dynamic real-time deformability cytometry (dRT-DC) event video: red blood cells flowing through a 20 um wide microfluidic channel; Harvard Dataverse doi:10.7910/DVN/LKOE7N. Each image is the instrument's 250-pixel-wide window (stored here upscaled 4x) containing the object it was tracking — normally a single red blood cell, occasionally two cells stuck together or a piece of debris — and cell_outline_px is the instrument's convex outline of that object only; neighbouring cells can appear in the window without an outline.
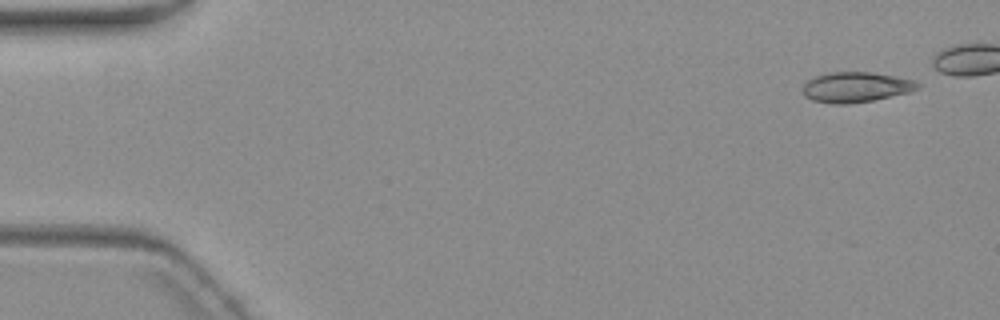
{"species": "common noctule bat (a hibernating species)", "species_latin": "Nyctalus noctula", "temperature_condition": "warm", "stored_images_in_passage": 7, "camera_frame_rate_fps": 3000, "um_per_image_px": 0.085, "animal": {"sex": "female", "body_mass_g": 19.3, "forearm_length_mm": 54.1}, "frame": {"image": 1, "passage_image": 1, "time_ms": 0.0, "image_size_px": [1000, 320], "cell_outline_px": [[920, 88], [912, 92], [872, 100], [848, 104], [832, 104], [812, 100], [804, 96], [804, 84], [808, 80], [816, 76], [828, 72], [868, 72], [896, 76], [912, 80], [920, 84]], "centroid_in_image_um": [72.76, 7.41], "position_along_channel_um": 12.2, "area_um2": 20.23}}
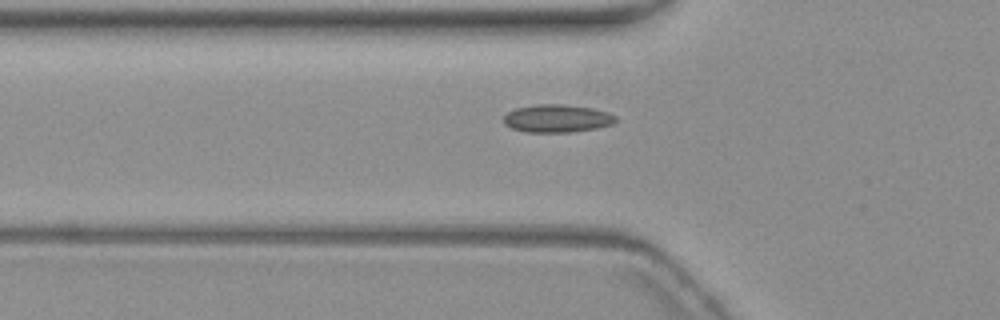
{"frame": {"image": 2, "passage_image": 7, "time_ms": 7.333, "image_size_px": [1000, 320], "cell_outline_px": [[616, 120], [612, 124], [596, 128], [568, 132], [524, 132], [512, 128], [504, 124], [504, 116], [508, 112], [516, 108], [536, 104], [564, 104], [592, 108], [608, 112], [616, 116]], "centroid_in_image_um": [47.34, 10.06], "position_along_channel_um": 78.5, "area_um2": 18.15}}